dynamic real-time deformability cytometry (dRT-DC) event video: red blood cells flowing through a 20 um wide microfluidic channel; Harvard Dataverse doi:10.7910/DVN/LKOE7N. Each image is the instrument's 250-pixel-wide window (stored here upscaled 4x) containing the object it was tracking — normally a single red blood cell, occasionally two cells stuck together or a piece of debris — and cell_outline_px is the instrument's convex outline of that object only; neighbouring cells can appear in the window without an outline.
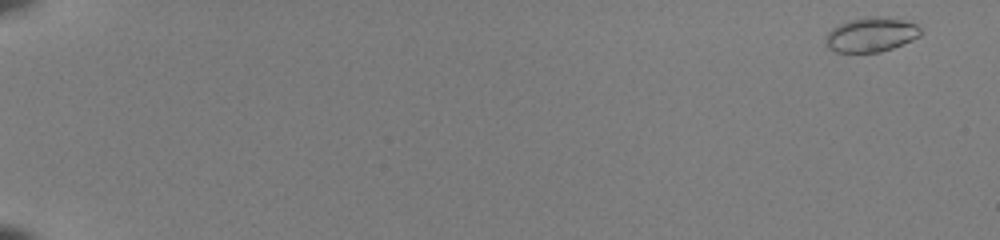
{"species": "common noctule bat (a hibernating species)", "species_latin": "Nyctalus noctula", "temperature_condition": "room temperature", "stored_images_in_passage": 52, "camera_frame_rate_fps": 3000, "um_per_image_px": 0.085, "animal": {"sex": "female", "body_mass_g": 22.0, "forearm_length_mm": 56.7}, "frame": {"image": 1, "passage_image": 2, "time_ms": 0.333, "image_size_px": [1000, 240], "cell_outline_px": [[920, 36], [912, 40], [892, 48], [880, 52], [836, 52], [828, 48], [824, 40], [828, 32], [832, 28], [848, 20], [868, 16], [888, 16], [916, 24], [920, 28]], "centroid_in_image_um": [74.02, 2.93], "position_along_channel_um": 11.0, "area_um2": 19.19}}
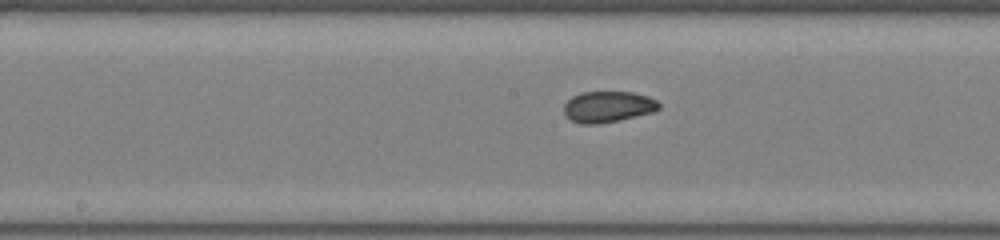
{"frame": {"image": 2, "passage_image": 30, "time_ms": 9.667, "image_size_px": [1000, 240], "cell_outline_px": [[660, 108], [652, 112], [616, 120], [596, 124], [580, 124], [572, 120], [564, 112], [564, 104], [572, 96], [580, 92], [632, 92], [648, 96], [656, 100], [660, 104]], "centroid_in_image_um": [51.66, 9.06], "position_along_channel_um": 196.5, "area_um2": 16.99}}
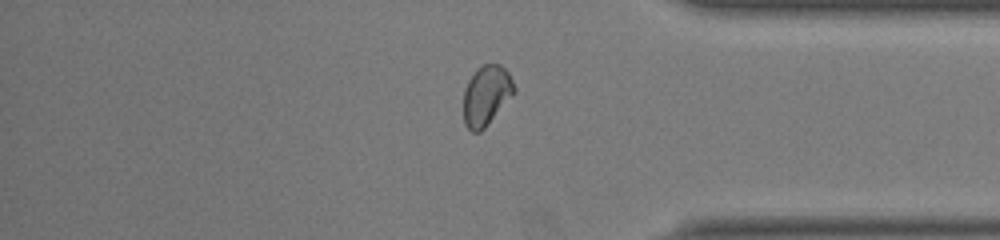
{"frame": {"image": 3, "passage_image": 45, "time_ms": 14.667, "image_size_px": [1000, 240], "cell_outline_px": [[516, 92], [484, 128], [480, 132], [472, 132], [464, 124], [464, 88], [468, 80], [476, 68], [484, 64], [500, 64], [508, 72], [516, 88]], "centroid_in_image_um": [41.34, 8.1], "position_along_channel_um": 393.9, "area_um2": 17.74}, "authors_computed_cell_mechanics": {"area_um2": 17.8024, "velocity_mm_per_s": 4.1062, "shape_relaxation_time_tau1_ms": 8.8416, "shape_relaxation_time_tau2_ms": null, "deformation_change_tau1": 0.1799, "deformation_change_tau2": null}}